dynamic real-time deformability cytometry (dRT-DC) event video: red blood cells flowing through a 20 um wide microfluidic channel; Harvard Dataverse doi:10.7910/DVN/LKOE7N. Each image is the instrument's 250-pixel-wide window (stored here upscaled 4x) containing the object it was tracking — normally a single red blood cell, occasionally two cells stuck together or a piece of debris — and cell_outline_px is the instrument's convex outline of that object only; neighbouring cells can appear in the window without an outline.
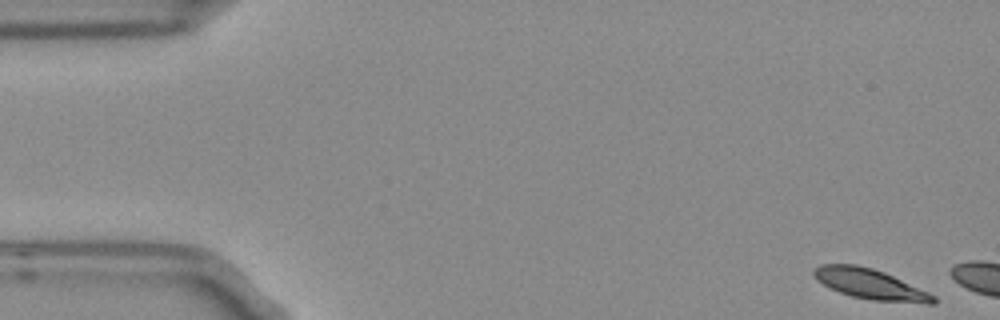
{"species": "Egyptian fruit bat (a non-hibernating species)", "species_latin": "Rousettus aegyptiacus", "temperature_condition": "room temperature", "stored_images_in_passage": 9, "camera_frame_rate_fps": 3000, "um_per_image_px": 0.085, "frame": {"image": 1, "passage_image": 1, "time_ms": 0.0, "image_size_px": [1000, 320], "cell_outline_px": [[936, 304], [928, 304], [872, 300], [852, 296], [840, 292], [816, 280], [812, 276], [812, 268], [820, 264], [856, 264], [872, 268], [884, 272], [928, 292], [936, 296]], "centroid_in_image_um": [73.94, 24.14], "position_along_channel_um": 11.1, "area_um2": 21.1}}
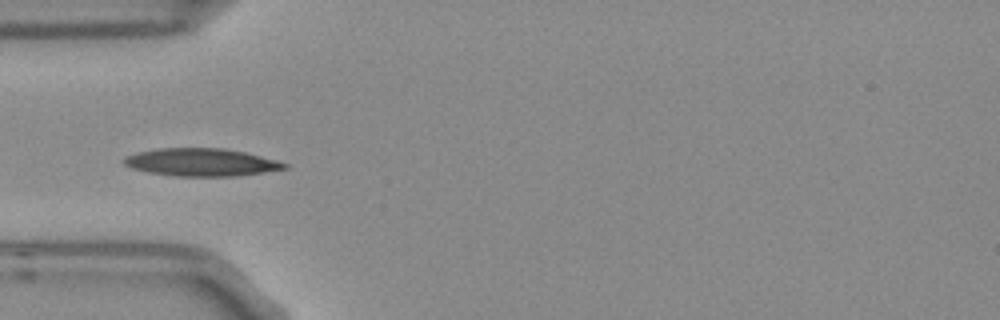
{"frame": {"image": 2, "passage_image": 6, "time_ms": 1.667, "image_size_px": [1000, 320], "cell_outline_px": [[288, 168], [264, 172], [236, 176], [172, 176], [148, 172], [132, 168], [124, 164], [120, 160], [124, 156], [136, 152], [160, 148], [224, 148], [244, 152], [276, 160], [288, 164]], "centroid_in_image_um": [17.05, 13.79], "position_along_channel_um": 67.9, "area_um2": 26.01}}
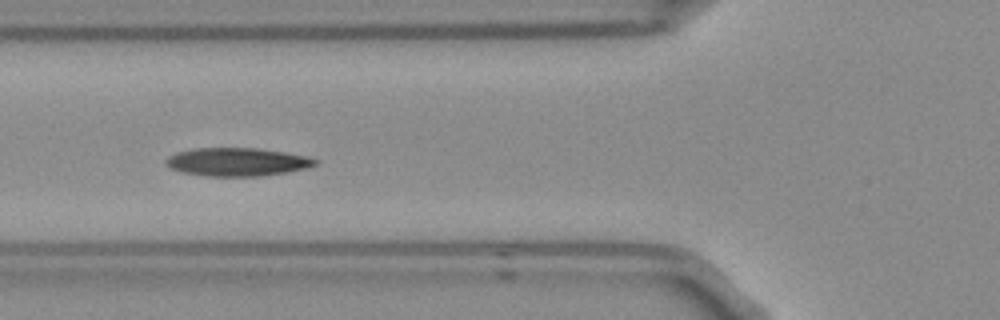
{"frame": {"image": 3, "passage_image": 7, "time_ms": 2.0, "image_size_px": [1000, 320], "cell_outline_px": [[320, 160], [316, 164], [308, 168], [288, 172], [260, 176], [204, 176], [184, 172], [172, 168], [164, 164], [164, 160], [168, 156], [176, 152], [192, 148], [256, 148], [284, 152], [308, 156]], "centroid_in_image_um": [20.17, 13.76], "position_along_channel_um": 105.6, "area_um2": 24.74}}